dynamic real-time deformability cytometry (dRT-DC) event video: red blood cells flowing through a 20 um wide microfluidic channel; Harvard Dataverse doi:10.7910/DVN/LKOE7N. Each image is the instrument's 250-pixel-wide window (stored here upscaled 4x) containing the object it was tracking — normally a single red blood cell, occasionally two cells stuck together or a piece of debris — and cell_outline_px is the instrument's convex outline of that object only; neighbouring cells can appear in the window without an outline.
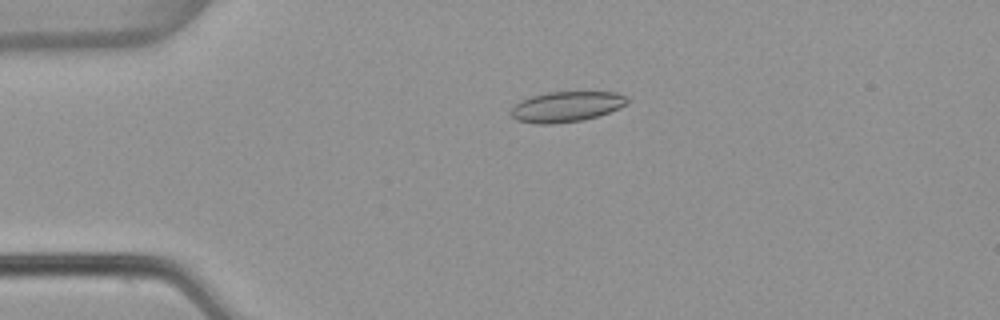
{"species": "common noctule bat (a hibernating species)", "species_latin": "Nyctalus noctula", "temperature_condition": "warm", "stored_images_in_passage": 5, "camera_frame_rate_fps": 3000, "um_per_image_px": 0.085, "animal": {"sex": "female", "body_mass_g": 22.7, "forearm_length_mm": 54.2}, "frame": {"image": 1, "passage_image": 4, "time_ms": 1.0, "image_size_px": [1000, 320], "cell_outline_px": [[628, 104], [620, 108], [584, 120], [552, 124], [536, 124], [516, 120], [508, 112], [520, 100], [532, 96], [548, 92], [616, 92], [628, 96]], "centroid_in_image_um": [48.14, 9.07], "position_along_channel_um": 36.9, "area_um2": 20.75}}